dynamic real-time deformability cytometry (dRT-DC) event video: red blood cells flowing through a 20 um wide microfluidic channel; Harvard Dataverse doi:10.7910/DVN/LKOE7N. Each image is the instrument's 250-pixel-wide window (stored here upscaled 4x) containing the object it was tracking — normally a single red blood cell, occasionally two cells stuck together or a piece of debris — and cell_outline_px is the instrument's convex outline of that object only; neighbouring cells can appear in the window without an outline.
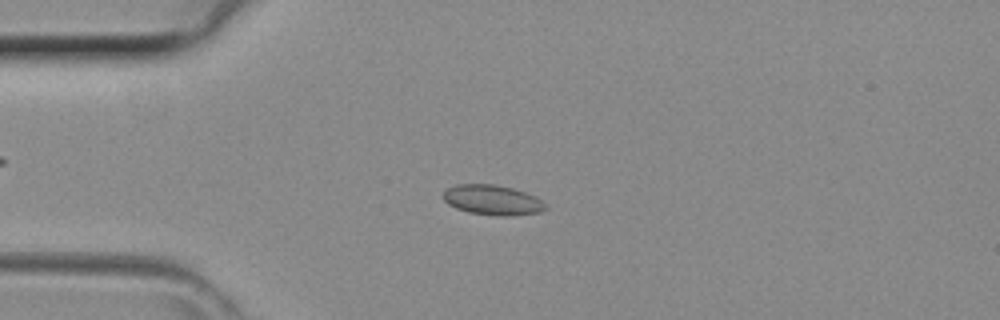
{"species": "common noctule bat (a hibernating species)", "species_latin": "Nyctalus noctula", "temperature_condition": "room temperature", "stored_images_in_passage": 36, "camera_frame_rate_fps": 3000, "um_per_image_px": 0.085, "animal": {"sex": "female", "body_mass_g": 29.2, "forearm_length_mm": 56.3}, "frame": {"image": 1, "passage_image": 4, "time_ms": 1.0, "image_size_px": [1000, 320], "cell_outline_px": [[548, 208], [540, 212], [512, 216], [500, 216], [468, 212], [456, 208], [448, 204], [444, 200], [444, 192], [448, 188], [456, 184], [496, 184], [512, 188], [536, 196], [548, 204]], "centroid_in_image_um": [41.91, 17.0], "position_along_channel_um": 43.1, "area_um2": 18.03}}
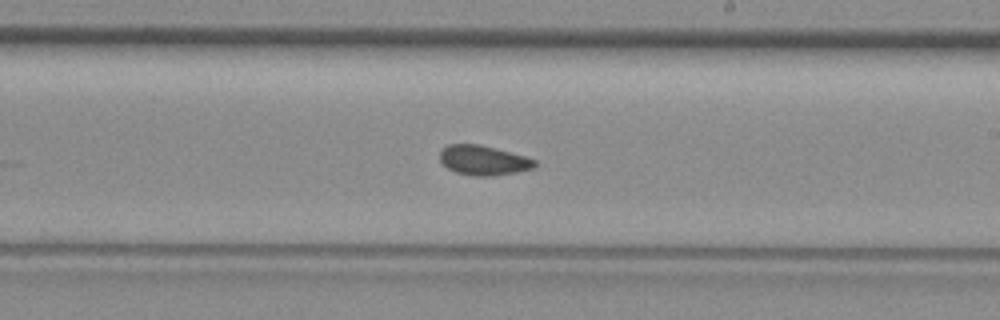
{"frame": {"image": 2, "passage_image": 18, "time_ms": 5.667, "image_size_px": [1000, 320], "cell_outline_px": [[536, 168], [516, 172], [492, 176], [476, 176], [456, 172], [448, 168], [440, 160], [440, 148], [448, 144], [480, 144], [524, 156], [536, 160]], "centroid_in_image_um": [41.08, 13.62], "position_along_channel_um": 247.9, "area_um2": 16.42}}
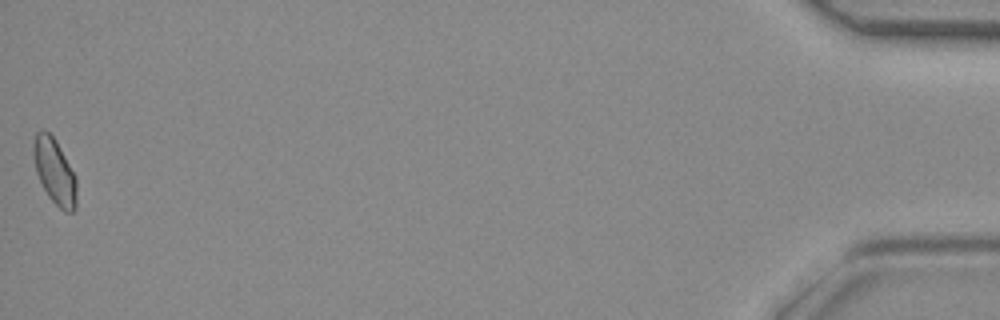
{"frame": {"image": 3, "passage_image": 36, "time_ms": 11.667, "image_size_px": [1000, 320], "cell_outline_px": [[76, 208], [72, 212], [64, 212], [48, 196], [36, 172], [32, 152], [32, 144], [36, 132], [48, 132], [56, 140], [76, 176]], "centroid_in_image_um": [4.64, 14.58], "position_along_channel_um": 430.6, "area_um2": 16.42}}